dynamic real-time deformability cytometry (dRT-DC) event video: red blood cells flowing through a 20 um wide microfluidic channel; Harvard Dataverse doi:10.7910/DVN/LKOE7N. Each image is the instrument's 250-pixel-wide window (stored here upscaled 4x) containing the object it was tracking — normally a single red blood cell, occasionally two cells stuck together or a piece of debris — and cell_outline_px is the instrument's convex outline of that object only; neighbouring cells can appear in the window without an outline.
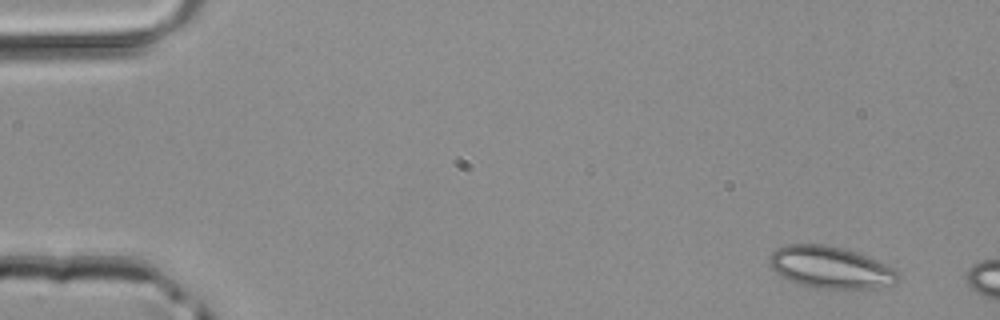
{"species": "common noctule bat (a hibernating species)", "species_latin": "Nyctalus noctula", "temperature_condition": "room temperature", "stored_images_in_passage": 6, "camera_frame_rate_fps": 3000, "um_per_image_px": 0.085, "animal": {"sex": "male", "body_mass_g": 20.4}, "frame": {"image": 1, "passage_image": 1, "time_ms": 0.0, "image_size_px": [1000, 320], "cell_outline_px": [[900, 276], [896, 284], [876, 288], [808, 288], [788, 280], [780, 276], [772, 268], [768, 260], [772, 252], [776, 248], [784, 244], [824, 244], [844, 248], [868, 256], [892, 268]], "centroid_in_image_um": [70.56, 22.73], "position_along_channel_um": 14.4, "area_um2": 31.62}}